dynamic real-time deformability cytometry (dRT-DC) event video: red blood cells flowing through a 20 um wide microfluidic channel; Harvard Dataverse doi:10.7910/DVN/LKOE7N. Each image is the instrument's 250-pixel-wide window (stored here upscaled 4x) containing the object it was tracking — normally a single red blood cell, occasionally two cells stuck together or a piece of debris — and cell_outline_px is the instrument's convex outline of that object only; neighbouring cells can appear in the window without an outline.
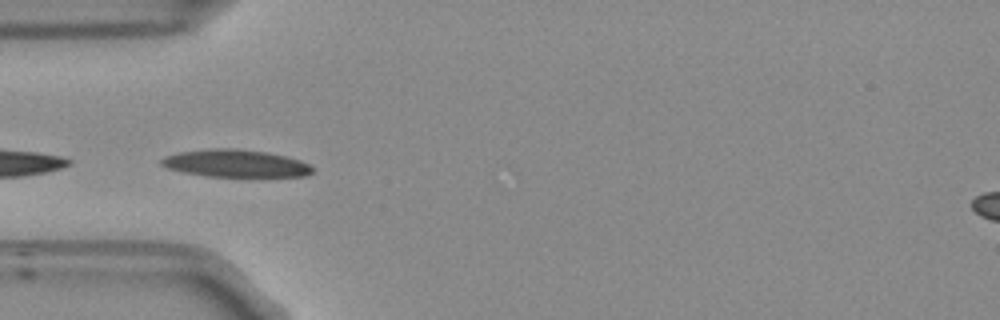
{"species": "Egyptian fruit bat (a non-hibernating species)", "species_latin": "Rousettus aegyptiacus", "temperature_condition": "room temperature", "stored_images_in_passage": 6, "camera_frame_rate_fps": 3000, "um_per_image_px": 0.085, "frame": {"image": 1, "passage_image": 1, "time_ms": 0.0, "image_size_px": [1000, 320], "cell_outline_px": [[312, 172], [304, 176], [208, 176], [184, 172], [168, 168], [160, 164], [160, 160], [164, 156], [176, 152], [212, 148], [236, 148], [264, 152], [284, 156], [300, 160], [308, 164], [312, 168]], "centroid_in_image_um": [19.96, 13.87], "position_along_channel_um": 65.0, "area_um2": 23.93}}